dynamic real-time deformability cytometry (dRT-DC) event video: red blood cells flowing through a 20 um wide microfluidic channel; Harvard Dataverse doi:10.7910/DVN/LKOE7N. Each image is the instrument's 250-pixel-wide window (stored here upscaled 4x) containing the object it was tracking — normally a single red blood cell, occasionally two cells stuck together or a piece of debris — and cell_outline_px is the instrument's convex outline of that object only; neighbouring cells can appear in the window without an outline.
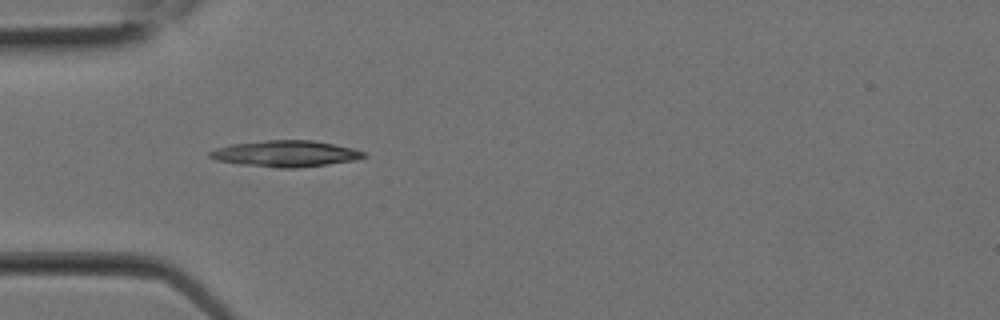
{"species": "Egyptian fruit bat (a non-hibernating species)", "species_latin": "Rousettus aegyptiacus", "temperature_condition": "room temperature", "stored_images_in_passage": 11, "camera_frame_rate_fps": 3000, "um_per_image_px": 0.085, "animal": {"sex": "female"}, "frame": {"image": 1, "passage_image": 7, "time_ms": 2.0, "image_size_px": [1000, 320], "cell_outline_px": [[368, 156], [356, 160], [328, 164], [296, 168], [280, 168], [236, 164], [216, 160], [208, 156], [208, 152], [216, 148], [232, 144], [268, 140], [312, 140], [352, 148], [368, 152]], "centroid_in_image_um": [24.29, 13.07], "position_along_channel_um": 60.7, "area_um2": 23.64}}
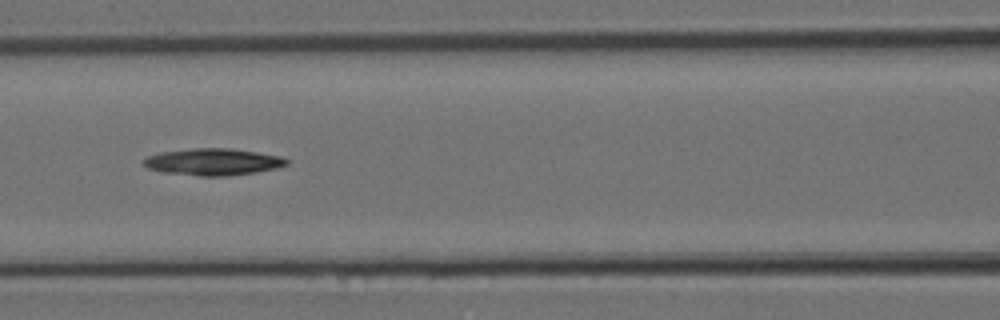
{"frame": {"image": 2, "passage_image": 10, "time_ms": 3.0, "image_size_px": [1000, 320], "cell_outline_px": [[288, 164], [276, 168], [256, 172], [228, 176], [200, 176], [164, 172], [148, 168], [144, 164], [144, 160], [148, 156], [160, 152], [192, 148], [228, 148], [256, 152], [280, 156], [288, 160]], "centroid_in_image_um": [18.11, 13.76], "position_along_channel_um": 148.5, "area_um2": 22.2}}
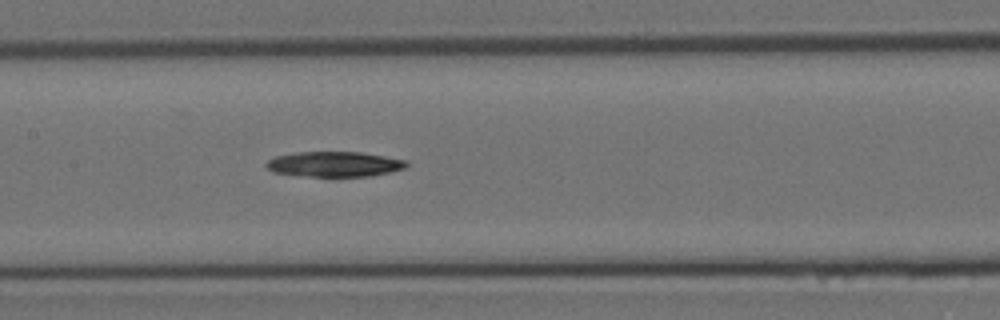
{"frame": {"image": 3, "passage_image": 11, "time_ms": 3.333, "image_size_px": [1000, 320], "cell_outline_px": [[408, 164], [404, 168], [388, 172], [368, 176], [308, 176], [272, 172], [264, 164], [268, 160], [276, 156], [296, 152], [360, 152], [408, 160]], "centroid_in_image_um": [28.41, 13.94], "position_along_channel_um": 179.0, "area_um2": 20.4}}